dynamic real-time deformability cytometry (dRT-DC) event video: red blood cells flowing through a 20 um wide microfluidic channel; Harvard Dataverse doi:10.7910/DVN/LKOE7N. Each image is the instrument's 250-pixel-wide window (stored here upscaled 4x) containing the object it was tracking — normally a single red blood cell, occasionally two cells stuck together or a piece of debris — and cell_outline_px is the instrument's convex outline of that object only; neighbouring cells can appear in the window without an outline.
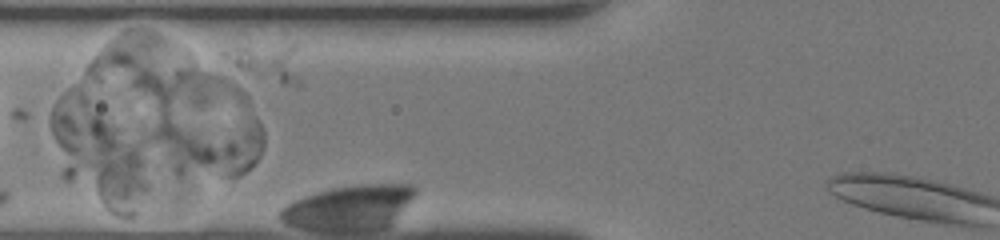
{"species": "human", "species_latin": "Homo sapiens", "temperature_condition": "room temperature", "stored_images_in_passage": 13, "camera_frame_rate_fps": 3000, "um_per_image_px": 0.085, "donor": {"sex": "female"}, "frame": {"image": 1, "passage_image": 4, "time_ms": 1.0, "image_size_px": [1000, 240], "cell_outline_px": [[300, 88], [296, 88], [284, 84], [236, 64], [224, 56], [220, 52], [236, 44], [296, 44], [300, 80]], "centroid_in_image_um": [22.79, 5.18], "position_along_channel_um": 103.0, "area_um2": 16.01}}